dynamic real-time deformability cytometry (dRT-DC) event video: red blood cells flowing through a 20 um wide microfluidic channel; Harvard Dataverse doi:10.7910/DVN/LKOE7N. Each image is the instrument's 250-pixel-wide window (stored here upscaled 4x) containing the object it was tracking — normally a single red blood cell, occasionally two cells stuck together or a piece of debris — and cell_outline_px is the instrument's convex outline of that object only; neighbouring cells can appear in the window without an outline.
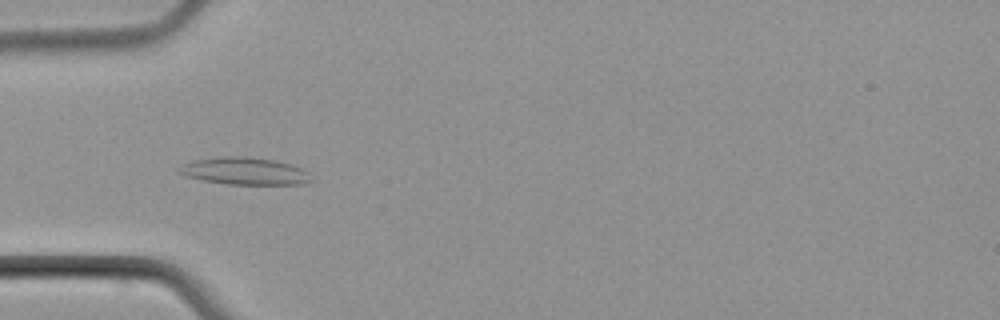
{"species": "common noctule bat (a hibernating species)", "species_latin": "Nyctalus noctula", "temperature_condition": "cold", "stored_images_in_passage": 7, "camera_frame_rate_fps": 3000, "um_per_image_px": 0.085, "animal": {"sex": "male", "body_mass_g": 21.5, "forearm_length_mm": 52.0}, "frame": {"image": 1, "passage_image": 4, "time_ms": 3.667, "image_size_px": [1000, 320], "cell_outline_px": [[312, 180], [300, 184], [228, 184], [204, 180], [184, 176], [176, 172], [176, 168], [192, 160], [220, 156], [236, 156], [272, 160], [292, 164], [308, 172]], "centroid_in_image_um": [20.72, 14.54], "position_along_channel_um": 64.3, "area_um2": 20.87}}
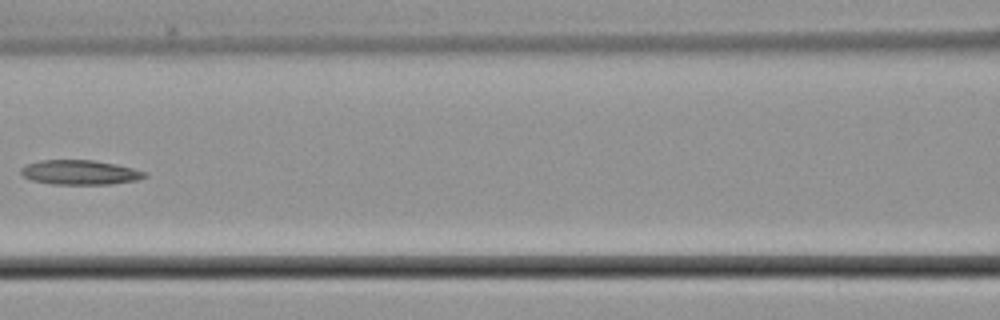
{"frame": {"image": 2, "passage_image": 6, "time_ms": 6.333, "image_size_px": [1000, 320], "cell_outline_px": [[148, 176], [140, 180], [112, 184], [52, 184], [32, 180], [24, 176], [20, 172], [20, 168], [28, 164], [40, 160], [92, 160], [116, 164], [132, 168], [144, 172]], "centroid_in_image_um": [6.81, 14.65], "position_along_channel_um": 159.8, "area_um2": 17.69}}
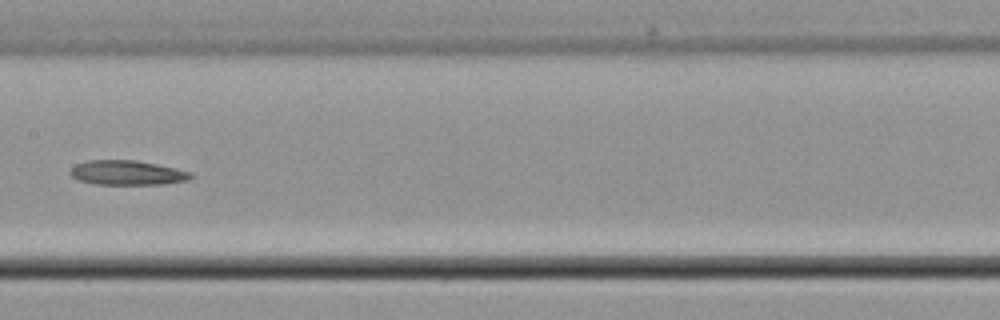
{"frame": {"image": 3, "passage_image": 7, "time_ms": 7.333, "image_size_px": [1000, 320], "cell_outline_px": [[192, 176], [188, 180], [164, 184], [96, 184], [80, 180], [72, 176], [68, 172], [76, 164], [88, 160], [136, 160], [156, 164], [192, 172]], "centroid_in_image_um": [10.81, 14.68], "position_along_channel_um": 196.6, "area_um2": 17.11}}